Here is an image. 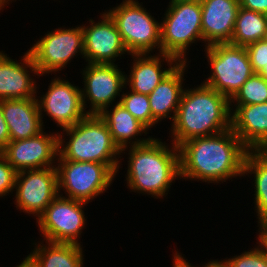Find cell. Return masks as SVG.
Masks as SVG:
<instances>
[{
  "label": "cell",
  "instance_id": "cell-30",
  "mask_svg": "<svg viewBox=\"0 0 267 267\" xmlns=\"http://www.w3.org/2000/svg\"><path fill=\"white\" fill-rule=\"evenodd\" d=\"M16 174L17 172L7 159L0 154V197H4L14 191Z\"/></svg>",
  "mask_w": 267,
  "mask_h": 267
},
{
  "label": "cell",
  "instance_id": "cell-32",
  "mask_svg": "<svg viewBox=\"0 0 267 267\" xmlns=\"http://www.w3.org/2000/svg\"><path fill=\"white\" fill-rule=\"evenodd\" d=\"M10 141V133L7 123L3 117L0 105V151L2 152Z\"/></svg>",
  "mask_w": 267,
  "mask_h": 267
},
{
  "label": "cell",
  "instance_id": "cell-27",
  "mask_svg": "<svg viewBox=\"0 0 267 267\" xmlns=\"http://www.w3.org/2000/svg\"><path fill=\"white\" fill-rule=\"evenodd\" d=\"M128 93H124L123 90L122 96L119 98V103L148 129L152 128L153 116L148 95L135 93L133 91H128Z\"/></svg>",
  "mask_w": 267,
  "mask_h": 267
},
{
  "label": "cell",
  "instance_id": "cell-19",
  "mask_svg": "<svg viewBox=\"0 0 267 267\" xmlns=\"http://www.w3.org/2000/svg\"><path fill=\"white\" fill-rule=\"evenodd\" d=\"M230 110L231 129L243 144L249 150L265 149L267 147V102L249 105L230 104Z\"/></svg>",
  "mask_w": 267,
  "mask_h": 267
},
{
  "label": "cell",
  "instance_id": "cell-10",
  "mask_svg": "<svg viewBox=\"0 0 267 267\" xmlns=\"http://www.w3.org/2000/svg\"><path fill=\"white\" fill-rule=\"evenodd\" d=\"M88 203L59 194L38 217L37 226L43 241L81 245L78 240L86 224L83 207ZM79 238V239H78Z\"/></svg>",
  "mask_w": 267,
  "mask_h": 267
},
{
  "label": "cell",
  "instance_id": "cell-24",
  "mask_svg": "<svg viewBox=\"0 0 267 267\" xmlns=\"http://www.w3.org/2000/svg\"><path fill=\"white\" fill-rule=\"evenodd\" d=\"M243 174H253L257 222L267 221V150L251 149L246 155Z\"/></svg>",
  "mask_w": 267,
  "mask_h": 267
},
{
  "label": "cell",
  "instance_id": "cell-16",
  "mask_svg": "<svg viewBox=\"0 0 267 267\" xmlns=\"http://www.w3.org/2000/svg\"><path fill=\"white\" fill-rule=\"evenodd\" d=\"M30 72L40 77L29 51L20 62L0 51V100L37 98L36 81Z\"/></svg>",
  "mask_w": 267,
  "mask_h": 267
},
{
  "label": "cell",
  "instance_id": "cell-28",
  "mask_svg": "<svg viewBox=\"0 0 267 267\" xmlns=\"http://www.w3.org/2000/svg\"><path fill=\"white\" fill-rule=\"evenodd\" d=\"M254 73L267 79V40L261 39L245 46Z\"/></svg>",
  "mask_w": 267,
  "mask_h": 267
},
{
  "label": "cell",
  "instance_id": "cell-37",
  "mask_svg": "<svg viewBox=\"0 0 267 267\" xmlns=\"http://www.w3.org/2000/svg\"><path fill=\"white\" fill-rule=\"evenodd\" d=\"M176 1H191V2H202L203 0H176Z\"/></svg>",
  "mask_w": 267,
  "mask_h": 267
},
{
  "label": "cell",
  "instance_id": "cell-5",
  "mask_svg": "<svg viewBox=\"0 0 267 267\" xmlns=\"http://www.w3.org/2000/svg\"><path fill=\"white\" fill-rule=\"evenodd\" d=\"M200 2L170 0L161 21V53L187 63L186 51L202 40Z\"/></svg>",
  "mask_w": 267,
  "mask_h": 267
},
{
  "label": "cell",
  "instance_id": "cell-14",
  "mask_svg": "<svg viewBox=\"0 0 267 267\" xmlns=\"http://www.w3.org/2000/svg\"><path fill=\"white\" fill-rule=\"evenodd\" d=\"M53 133L42 131L28 139L9 141L1 154L17 173L24 170L56 167L58 132Z\"/></svg>",
  "mask_w": 267,
  "mask_h": 267
},
{
  "label": "cell",
  "instance_id": "cell-3",
  "mask_svg": "<svg viewBox=\"0 0 267 267\" xmlns=\"http://www.w3.org/2000/svg\"><path fill=\"white\" fill-rule=\"evenodd\" d=\"M171 144L172 148L153 137L146 144L129 147L126 181L133 192L155 198L168 195L173 181L180 178L179 149Z\"/></svg>",
  "mask_w": 267,
  "mask_h": 267
},
{
  "label": "cell",
  "instance_id": "cell-8",
  "mask_svg": "<svg viewBox=\"0 0 267 267\" xmlns=\"http://www.w3.org/2000/svg\"><path fill=\"white\" fill-rule=\"evenodd\" d=\"M205 50L212 74L202 83L230 100L254 74L246 48L224 43Z\"/></svg>",
  "mask_w": 267,
  "mask_h": 267
},
{
  "label": "cell",
  "instance_id": "cell-39",
  "mask_svg": "<svg viewBox=\"0 0 267 267\" xmlns=\"http://www.w3.org/2000/svg\"><path fill=\"white\" fill-rule=\"evenodd\" d=\"M6 4H9V2H11L12 3V1H14V0H3Z\"/></svg>",
  "mask_w": 267,
  "mask_h": 267
},
{
  "label": "cell",
  "instance_id": "cell-11",
  "mask_svg": "<svg viewBox=\"0 0 267 267\" xmlns=\"http://www.w3.org/2000/svg\"><path fill=\"white\" fill-rule=\"evenodd\" d=\"M117 64L88 63L81 71L84 88H81L82 102L86 111L87 102L90 103L88 114L99 115L105 108L110 107L121 97L125 86V72ZM87 99V100H86Z\"/></svg>",
  "mask_w": 267,
  "mask_h": 267
},
{
  "label": "cell",
  "instance_id": "cell-35",
  "mask_svg": "<svg viewBox=\"0 0 267 267\" xmlns=\"http://www.w3.org/2000/svg\"><path fill=\"white\" fill-rule=\"evenodd\" d=\"M202 267H230V265L228 264V262L224 259V260H211L210 262H208L206 265H203Z\"/></svg>",
  "mask_w": 267,
  "mask_h": 267
},
{
  "label": "cell",
  "instance_id": "cell-38",
  "mask_svg": "<svg viewBox=\"0 0 267 267\" xmlns=\"http://www.w3.org/2000/svg\"><path fill=\"white\" fill-rule=\"evenodd\" d=\"M15 267H26V266L21 261V263L19 265L15 266Z\"/></svg>",
  "mask_w": 267,
  "mask_h": 267
},
{
  "label": "cell",
  "instance_id": "cell-26",
  "mask_svg": "<svg viewBox=\"0 0 267 267\" xmlns=\"http://www.w3.org/2000/svg\"><path fill=\"white\" fill-rule=\"evenodd\" d=\"M264 102H267V79L258 73H254L248 78L230 99V104L233 103L234 105H249Z\"/></svg>",
  "mask_w": 267,
  "mask_h": 267
},
{
  "label": "cell",
  "instance_id": "cell-25",
  "mask_svg": "<svg viewBox=\"0 0 267 267\" xmlns=\"http://www.w3.org/2000/svg\"><path fill=\"white\" fill-rule=\"evenodd\" d=\"M267 15L246 8H239L230 44L246 46L265 39Z\"/></svg>",
  "mask_w": 267,
  "mask_h": 267
},
{
  "label": "cell",
  "instance_id": "cell-21",
  "mask_svg": "<svg viewBox=\"0 0 267 267\" xmlns=\"http://www.w3.org/2000/svg\"><path fill=\"white\" fill-rule=\"evenodd\" d=\"M188 65L179 63L173 71L167 75L157 87L148 95L151 113L153 116V126L166 117L175 119L182 94L184 92L183 81L184 73ZM172 116H169L171 115Z\"/></svg>",
  "mask_w": 267,
  "mask_h": 267
},
{
  "label": "cell",
  "instance_id": "cell-18",
  "mask_svg": "<svg viewBox=\"0 0 267 267\" xmlns=\"http://www.w3.org/2000/svg\"><path fill=\"white\" fill-rule=\"evenodd\" d=\"M130 56H132L134 62H132L128 77L126 74L125 85L126 87L129 85L130 91L146 95H149L180 63L173 56L164 53L153 54V56L151 53L150 55L149 53L130 54ZM164 60L168 63L169 68H163Z\"/></svg>",
  "mask_w": 267,
  "mask_h": 267
},
{
  "label": "cell",
  "instance_id": "cell-33",
  "mask_svg": "<svg viewBox=\"0 0 267 267\" xmlns=\"http://www.w3.org/2000/svg\"><path fill=\"white\" fill-rule=\"evenodd\" d=\"M258 226H260V230L258 231L259 235L257 237L259 243L257 242V244H259L267 254V221L258 223Z\"/></svg>",
  "mask_w": 267,
  "mask_h": 267
},
{
  "label": "cell",
  "instance_id": "cell-23",
  "mask_svg": "<svg viewBox=\"0 0 267 267\" xmlns=\"http://www.w3.org/2000/svg\"><path fill=\"white\" fill-rule=\"evenodd\" d=\"M35 243L33 252L24 258L26 267H84L82 245L45 241Z\"/></svg>",
  "mask_w": 267,
  "mask_h": 267
},
{
  "label": "cell",
  "instance_id": "cell-29",
  "mask_svg": "<svg viewBox=\"0 0 267 267\" xmlns=\"http://www.w3.org/2000/svg\"><path fill=\"white\" fill-rule=\"evenodd\" d=\"M225 260L230 267H267V254L260 245Z\"/></svg>",
  "mask_w": 267,
  "mask_h": 267
},
{
  "label": "cell",
  "instance_id": "cell-4",
  "mask_svg": "<svg viewBox=\"0 0 267 267\" xmlns=\"http://www.w3.org/2000/svg\"><path fill=\"white\" fill-rule=\"evenodd\" d=\"M65 132V133H64ZM58 133V160L97 162L105 165H120V149L112 140L106 122L97 114H88L75 125ZM118 155V156H117Z\"/></svg>",
  "mask_w": 267,
  "mask_h": 267
},
{
  "label": "cell",
  "instance_id": "cell-13",
  "mask_svg": "<svg viewBox=\"0 0 267 267\" xmlns=\"http://www.w3.org/2000/svg\"><path fill=\"white\" fill-rule=\"evenodd\" d=\"M51 80L45 95L36 98L41 120L44 110L58 127H71L88 115L83 106L81 88L60 77Z\"/></svg>",
  "mask_w": 267,
  "mask_h": 267
},
{
  "label": "cell",
  "instance_id": "cell-6",
  "mask_svg": "<svg viewBox=\"0 0 267 267\" xmlns=\"http://www.w3.org/2000/svg\"><path fill=\"white\" fill-rule=\"evenodd\" d=\"M115 22L122 42L129 54L161 53V22L137 0H123L106 11Z\"/></svg>",
  "mask_w": 267,
  "mask_h": 267
},
{
  "label": "cell",
  "instance_id": "cell-36",
  "mask_svg": "<svg viewBox=\"0 0 267 267\" xmlns=\"http://www.w3.org/2000/svg\"><path fill=\"white\" fill-rule=\"evenodd\" d=\"M5 5L7 6V4L3 0H0V11L5 7Z\"/></svg>",
  "mask_w": 267,
  "mask_h": 267
},
{
  "label": "cell",
  "instance_id": "cell-15",
  "mask_svg": "<svg viewBox=\"0 0 267 267\" xmlns=\"http://www.w3.org/2000/svg\"><path fill=\"white\" fill-rule=\"evenodd\" d=\"M100 21L89 20L91 25L83 26L84 58L88 63L114 64L117 57L129 53L115 22L104 11ZM116 58V59H115Z\"/></svg>",
  "mask_w": 267,
  "mask_h": 267
},
{
  "label": "cell",
  "instance_id": "cell-9",
  "mask_svg": "<svg viewBox=\"0 0 267 267\" xmlns=\"http://www.w3.org/2000/svg\"><path fill=\"white\" fill-rule=\"evenodd\" d=\"M40 76L64 69L79 52L84 58V34L82 26L58 28L41 37L30 50Z\"/></svg>",
  "mask_w": 267,
  "mask_h": 267
},
{
  "label": "cell",
  "instance_id": "cell-31",
  "mask_svg": "<svg viewBox=\"0 0 267 267\" xmlns=\"http://www.w3.org/2000/svg\"><path fill=\"white\" fill-rule=\"evenodd\" d=\"M240 7L267 15V0H239Z\"/></svg>",
  "mask_w": 267,
  "mask_h": 267
},
{
  "label": "cell",
  "instance_id": "cell-22",
  "mask_svg": "<svg viewBox=\"0 0 267 267\" xmlns=\"http://www.w3.org/2000/svg\"><path fill=\"white\" fill-rule=\"evenodd\" d=\"M112 106L113 108L110 107V111L109 107H107L99 116L106 122L112 140L121 153H125L123 151H127L129 146L143 145L152 139V137L147 139L136 138V136H141L143 133L147 135L149 129L128 112L119 101L115 103V106ZM132 139H135V141Z\"/></svg>",
  "mask_w": 267,
  "mask_h": 267
},
{
  "label": "cell",
  "instance_id": "cell-34",
  "mask_svg": "<svg viewBox=\"0 0 267 267\" xmlns=\"http://www.w3.org/2000/svg\"><path fill=\"white\" fill-rule=\"evenodd\" d=\"M185 257L182 256L178 251L174 253L173 256V267H193L189 261H186ZM196 267V266H194Z\"/></svg>",
  "mask_w": 267,
  "mask_h": 267
},
{
  "label": "cell",
  "instance_id": "cell-20",
  "mask_svg": "<svg viewBox=\"0 0 267 267\" xmlns=\"http://www.w3.org/2000/svg\"><path fill=\"white\" fill-rule=\"evenodd\" d=\"M3 117L7 123L10 141L24 140L44 130L36 98L0 100Z\"/></svg>",
  "mask_w": 267,
  "mask_h": 267
},
{
  "label": "cell",
  "instance_id": "cell-7",
  "mask_svg": "<svg viewBox=\"0 0 267 267\" xmlns=\"http://www.w3.org/2000/svg\"><path fill=\"white\" fill-rule=\"evenodd\" d=\"M58 194L63 190L66 198L89 203L106 192L115 179L120 165L97 162L57 160Z\"/></svg>",
  "mask_w": 267,
  "mask_h": 267
},
{
  "label": "cell",
  "instance_id": "cell-2",
  "mask_svg": "<svg viewBox=\"0 0 267 267\" xmlns=\"http://www.w3.org/2000/svg\"><path fill=\"white\" fill-rule=\"evenodd\" d=\"M197 86L184 89L171 124V141L177 147L193 138L231 129L230 100L203 83Z\"/></svg>",
  "mask_w": 267,
  "mask_h": 267
},
{
  "label": "cell",
  "instance_id": "cell-12",
  "mask_svg": "<svg viewBox=\"0 0 267 267\" xmlns=\"http://www.w3.org/2000/svg\"><path fill=\"white\" fill-rule=\"evenodd\" d=\"M14 191H16L15 207L38 218L59 195L57 168L48 167L18 172Z\"/></svg>",
  "mask_w": 267,
  "mask_h": 267
},
{
  "label": "cell",
  "instance_id": "cell-1",
  "mask_svg": "<svg viewBox=\"0 0 267 267\" xmlns=\"http://www.w3.org/2000/svg\"><path fill=\"white\" fill-rule=\"evenodd\" d=\"M180 179L223 183L244 176L249 149L232 129L216 135L197 137L178 146Z\"/></svg>",
  "mask_w": 267,
  "mask_h": 267
},
{
  "label": "cell",
  "instance_id": "cell-17",
  "mask_svg": "<svg viewBox=\"0 0 267 267\" xmlns=\"http://www.w3.org/2000/svg\"><path fill=\"white\" fill-rule=\"evenodd\" d=\"M202 36L205 48L230 43L240 8L239 0H203Z\"/></svg>",
  "mask_w": 267,
  "mask_h": 267
}]
</instances>
